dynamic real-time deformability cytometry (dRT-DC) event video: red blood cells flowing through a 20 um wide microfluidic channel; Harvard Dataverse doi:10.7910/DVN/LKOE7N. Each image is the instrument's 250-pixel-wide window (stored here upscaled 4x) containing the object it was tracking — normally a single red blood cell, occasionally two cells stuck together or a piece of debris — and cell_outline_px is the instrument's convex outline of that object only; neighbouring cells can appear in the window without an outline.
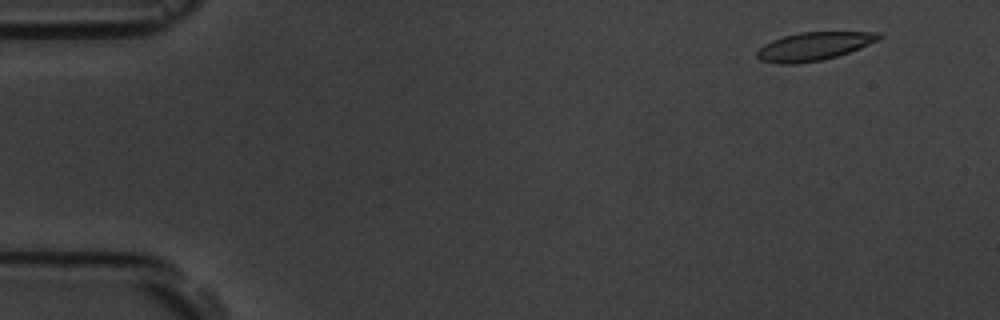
{"species": "common noctule bat (a hibernating species)", "species_latin": "Nyctalus noctula", "temperature_condition": "room temperature", "stored_images_in_passage": 57, "camera_frame_rate_fps": 3000, "um_per_image_px": 0.085, "animal": {"sex": "male", "body_mass_g": 19.5, "forearm_length_mm": 54.6}, "frame": {"image": 1, "passage_image": 5, "time_ms": 1.333, "image_size_px": [1000, 320], "cell_outline_px": [[884, 36], [860, 48], [836, 56], [820, 60], [796, 64], [780, 64], [760, 60], [756, 56], [756, 52], [764, 44], [772, 40], [784, 36], [800, 32], [880, 32]], "centroid_in_image_um": [69.15, 3.93], "position_along_channel_um": 15.9, "area_um2": 19.88}}
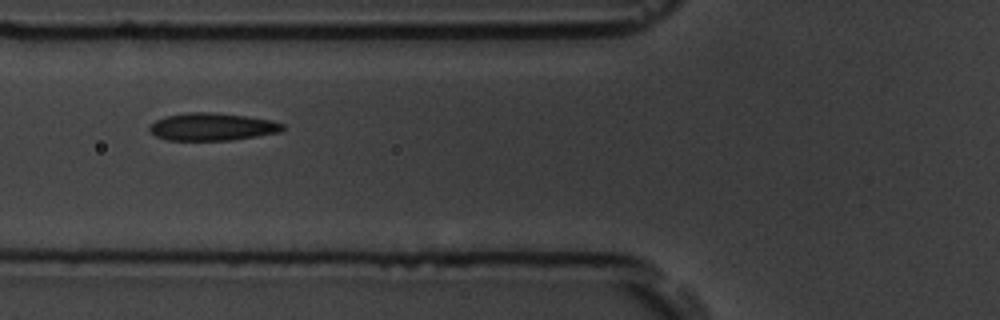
{"frame": {"image": 2, "passage_image": 22, "time_ms": 7.0, "image_size_px": [1000, 320], "cell_outline_px": [[284, 128], [280, 132], [232, 140], [168, 140], [156, 136], [148, 132], [148, 128], [156, 120], [164, 116], [188, 112], [216, 112], [272, 120], [284, 124]], "centroid_in_image_um": [18.01, 10.77], "position_along_channel_um": 107.8, "area_um2": 21.44}}
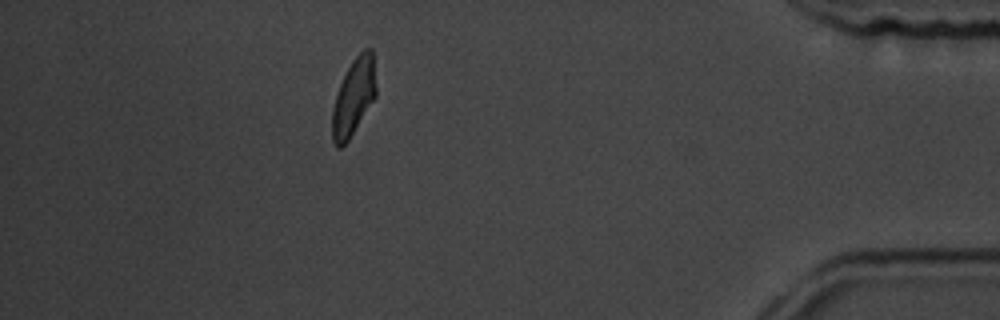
{"frame": {"image": 3, "passage_image": 51, "time_ms": 16.667, "image_size_px": [1000, 320], "cell_outline_px": [[376, 96], [348, 140], [340, 148], [336, 148], [332, 140], [332, 108], [340, 84], [352, 60], [364, 48], [372, 48], [376, 88]], "centroid_in_image_um": [30.05, 8.24], "position_along_channel_um": 405.1, "area_um2": 19.42}, "authors_computed_cell_mechanics": {"area_um2": 20.5768, "velocity_mm_per_s": 3.5733, "shape_relaxation_time_tau1_ms": 3.8061, "shape_relaxation_time_tau2_ms": 1.0968, "deformation_change_tau1": 0.1363, "deformation_change_tau2": 0.07}}